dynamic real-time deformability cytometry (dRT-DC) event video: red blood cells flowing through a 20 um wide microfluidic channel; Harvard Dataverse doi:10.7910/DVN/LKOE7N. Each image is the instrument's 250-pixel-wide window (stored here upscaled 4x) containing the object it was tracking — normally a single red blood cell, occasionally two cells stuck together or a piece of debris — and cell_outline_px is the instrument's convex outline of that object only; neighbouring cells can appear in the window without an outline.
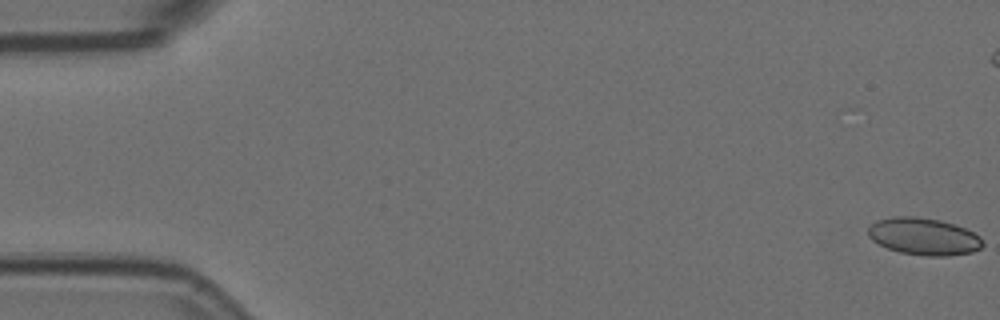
{"species": "Egyptian fruit bat (a non-hibernating species)", "species_latin": "Rousettus aegyptiacus", "temperature_condition": "room temperature", "stored_images_in_passage": 38, "camera_frame_rate_fps": 3000, "um_per_image_px": 0.085, "animal": {"sex": "female"}, "frame": {"image": 1, "passage_image": 1, "time_ms": 0.0, "image_size_px": [1000, 320], "cell_outline_px": [[984, 244], [980, 248], [972, 252], [948, 256], [924, 256], [900, 252], [888, 248], [872, 240], [868, 236], [868, 228], [876, 220], [892, 216], [916, 216], [940, 220], [964, 228], [980, 236]], "centroid_in_image_um": [78.5, 20.1], "position_along_channel_um": 6.5, "area_um2": 24.8}}
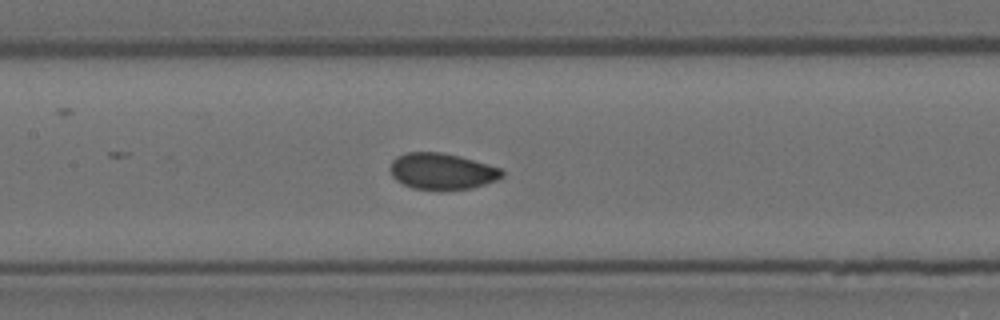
{"frame": {"image": 2, "passage_image": 27, "time_ms": 8.667, "image_size_px": [1000, 320], "cell_outline_px": [[504, 176], [496, 180], [472, 188], [440, 192], [412, 188], [396, 180], [392, 176], [392, 160], [396, 156], [408, 152], [440, 152], [460, 156], [488, 164], [500, 168], [504, 172]], "centroid_in_image_um": [37.58, 14.59], "position_along_channel_um": 169.8, "area_um2": 23.99}}
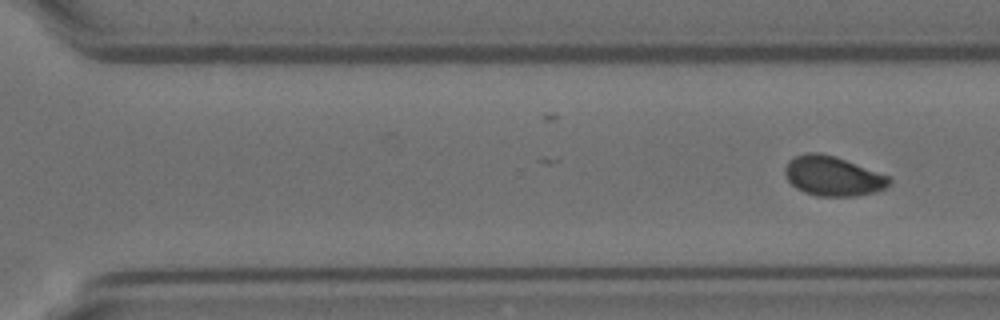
{"frame": {"image": 3, "passage_image": 38, "time_ms": 12.333, "image_size_px": [1000, 320], "cell_outline_px": [[892, 184], [876, 192], [856, 196], [816, 196], [804, 192], [796, 188], [788, 180], [784, 172], [784, 168], [788, 160], [796, 156], [808, 152], [820, 152], [836, 156], [888, 176], [892, 180]], "centroid_in_image_um": [70.78, 14.96], "position_along_channel_um": 299.8, "area_um2": 24.22}}